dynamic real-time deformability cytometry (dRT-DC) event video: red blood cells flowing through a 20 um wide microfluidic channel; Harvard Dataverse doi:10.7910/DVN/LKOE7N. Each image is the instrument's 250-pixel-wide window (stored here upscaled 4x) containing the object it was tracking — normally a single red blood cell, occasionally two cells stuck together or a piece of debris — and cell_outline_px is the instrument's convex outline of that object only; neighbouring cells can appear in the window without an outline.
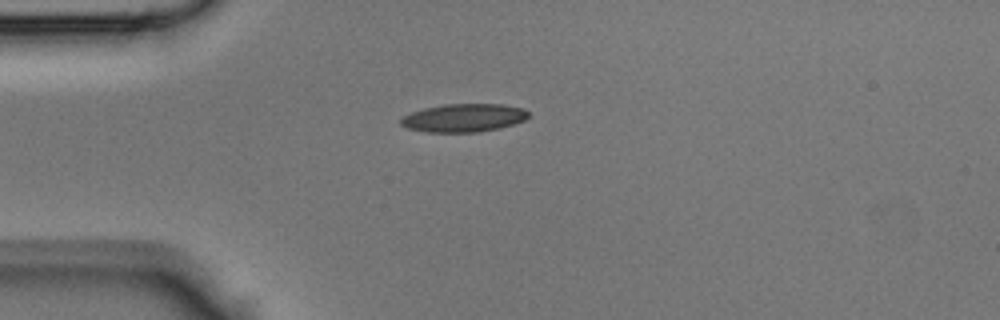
{"species": "Egyptian fruit bat (a non-hibernating species)", "species_latin": "Rousettus aegyptiacus", "temperature_condition": "room temperature", "stored_images_in_passage": 33, "camera_frame_rate_fps": 3000, "um_per_image_px": 0.085, "animal": {"sex": "male"}, "frame": {"image": 1, "passage_image": 1, "time_ms": 0.0, "image_size_px": [1000, 320], "cell_outline_px": [[528, 116], [524, 120], [500, 128], [480, 132], [428, 132], [408, 128], [400, 124], [400, 116], [424, 108], [444, 104], [504, 104], [524, 108], [528, 112]], "centroid_in_image_um": [39.4, 10.01], "position_along_channel_um": 45.6, "area_um2": 21.04}}
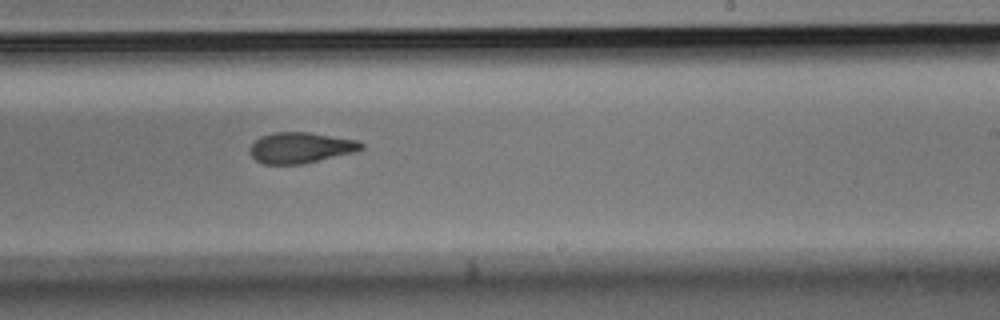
{"frame": {"image": 2, "passage_image": 16, "time_ms": 5.0, "image_size_px": [1000, 320], "cell_outline_px": [[364, 148], [356, 152], [300, 164], [264, 164], [256, 160], [248, 152], [248, 148], [260, 136], [272, 132], [308, 132], [356, 140], [364, 144]], "centroid_in_image_um": [25.52, 12.55], "position_along_channel_um": 263.5, "area_um2": 20.0}}
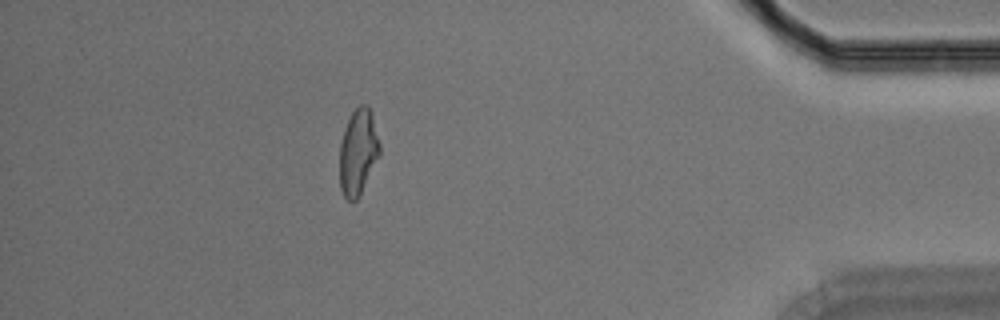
{"frame": {"image": 3, "passage_image": 28, "time_ms": 9.0, "image_size_px": [1000, 320], "cell_outline_px": [[380, 152], [356, 200], [348, 200], [344, 196], [340, 188], [340, 144], [344, 128], [352, 112], [360, 104], [368, 104], [372, 116], [380, 144]], "centroid_in_image_um": [30.42, 12.87], "position_along_channel_um": 404.8, "area_um2": 19.54}}